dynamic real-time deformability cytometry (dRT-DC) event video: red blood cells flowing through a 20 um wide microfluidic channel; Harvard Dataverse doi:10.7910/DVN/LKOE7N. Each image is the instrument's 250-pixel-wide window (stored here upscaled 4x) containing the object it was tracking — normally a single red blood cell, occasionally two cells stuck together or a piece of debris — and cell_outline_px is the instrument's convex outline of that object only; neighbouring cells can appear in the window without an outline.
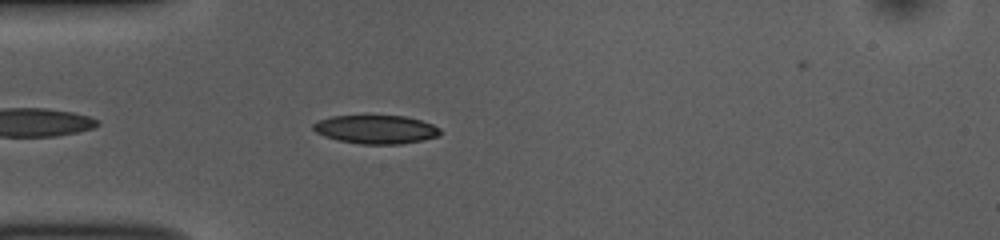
{"species": "common noctule bat (a hibernating species)", "species_latin": "Nyctalus noctula", "temperature_condition": "room temperature", "stored_images_in_passage": 39, "camera_frame_rate_fps": 3000, "um_per_image_px": 0.085, "animal": {"sex": "female", "body_mass_g": 10.0, "forearm_length_mm": 53.1}, "frame": {"image": 1, "passage_image": 4, "time_ms": 1.0, "image_size_px": [1000, 240], "cell_outline_px": [[440, 136], [400, 144], [360, 144], [336, 140], [324, 136], [316, 132], [312, 128], [312, 124], [320, 120], [332, 116], [404, 116], [420, 120], [432, 124], [440, 128]], "centroid_in_image_um": [31.94, 11.0], "position_along_channel_um": 53.1, "area_um2": 21.04}}
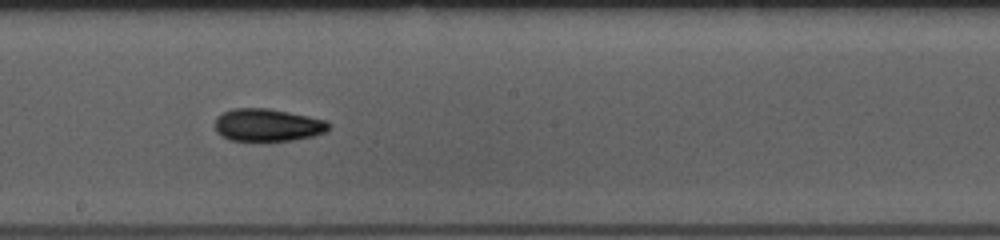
{"frame": {"image": 2, "passage_image": 18, "time_ms": 5.667, "image_size_px": [1000, 240], "cell_outline_px": [[332, 124], [324, 132], [312, 136], [292, 140], [232, 140], [216, 132], [216, 116], [232, 108], [268, 108], [308, 116], [324, 120]], "centroid_in_image_um": [22.74, 10.61], "position_along_channel_um": 225.5, "area_um2": 21.27}}
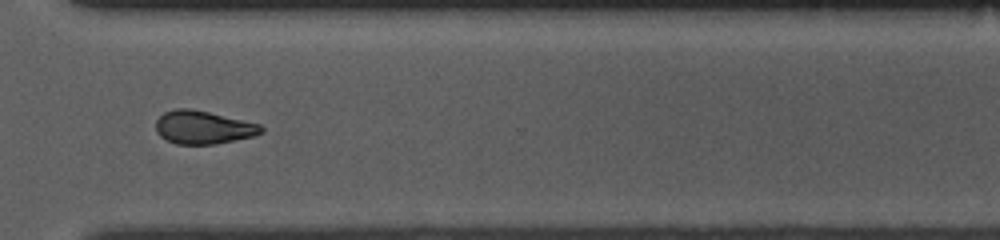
{"frame": {"image": 3, "passage_image": 28, "time_ms": 9.0, "image_size_px": [1000, 240], "cell_outline_px": [[264, 132], [252, 136], [236, 140], [216, 144], [176, 144], [160, 136], [156, 132], [156, 120], [164, 112], [176, 108], [192, 108], [260, 124], [264, 128]], "centroid_in_image_um": [17.27, 10.82], "position_along_channel_um": 353.3, "area_um2": 20.4}}